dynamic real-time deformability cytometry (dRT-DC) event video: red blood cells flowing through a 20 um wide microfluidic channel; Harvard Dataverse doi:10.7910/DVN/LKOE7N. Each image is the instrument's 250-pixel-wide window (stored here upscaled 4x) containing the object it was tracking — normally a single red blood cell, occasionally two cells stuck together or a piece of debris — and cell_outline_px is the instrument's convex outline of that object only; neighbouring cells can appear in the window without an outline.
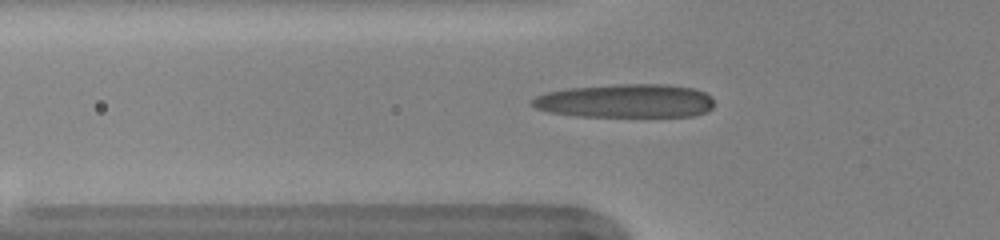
{"species": "human", "species_latin": "Homo sapiens", "temperature_condition": "warm", "stored_images_in_passage": 34, "camera_frame_rate_fps": 3000, "um_per_image_px": 0.085, "donor": {"sex": "female"}, "frame": {"image": 1, "passage_image": 2, "time_ms": 0.333, "image_size_px": [1000, 240], "cell_outline_px": [[712, 108], [708, 112], [692, 116], [576, 116], [548, 112], [536, 108], [528, 104], [528, 100], [536, 96], [548, 92], [572, 88], [620, 84], [664, 84], [692, 88], [704, 92], [712, 96]], "centroid_in_image_um": [53.15, 8.58], "position_along_channel_um": 72.6, "area_um2": 35.72}}
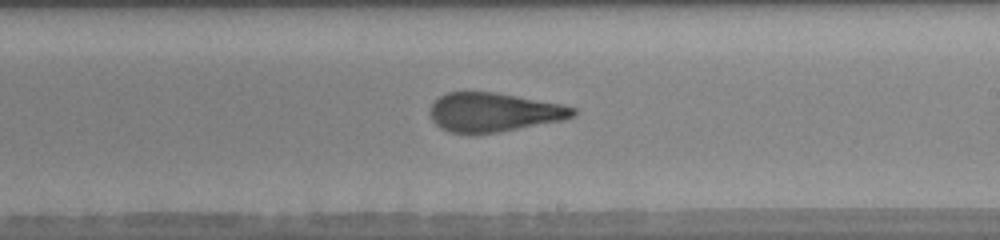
{"frame": {"image": 2, "passage_image": 15, "time_ms": 4.667, "image_size_px": [1000, 240], "cell_outline_px": [[576, 112], [572, 116], [564, 120], [476, 136], [472, 136], [452, 132], [440, 128], [432, 120], [432, 104], [440, 96], [448, 92], [496, 92], [564, 104], [576, 108]], "centroid_in_image_um": [41.99, 9.56], "position_along_channel_um": 247.0, "area_um2": 32.77}}
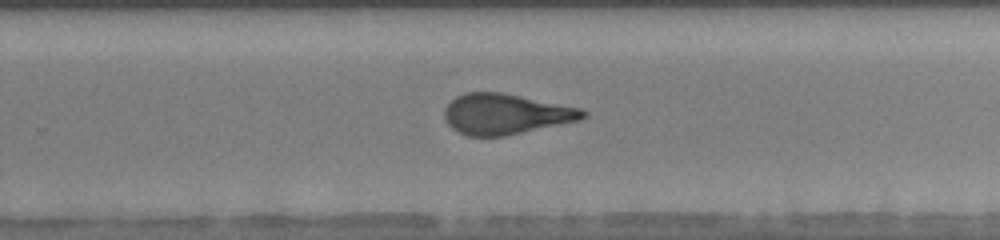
{"frame": {"image": 3, "passage_image": 18, "time_ms": 5.667, "image_size_px": [1000, 240], "cell_outline_px": [[588, 116], [580, 120], [504, 136], [468, 136], [456, 132], [448, 124], [444, 116], [444, 108], [456, 96], [464, 92], [500, 92], [580, 108], [588, 112]], "centroid_in_image_um": [42.95, 9.7], "position_along_channel_um": 286.8, "area_um2": 32.6}}